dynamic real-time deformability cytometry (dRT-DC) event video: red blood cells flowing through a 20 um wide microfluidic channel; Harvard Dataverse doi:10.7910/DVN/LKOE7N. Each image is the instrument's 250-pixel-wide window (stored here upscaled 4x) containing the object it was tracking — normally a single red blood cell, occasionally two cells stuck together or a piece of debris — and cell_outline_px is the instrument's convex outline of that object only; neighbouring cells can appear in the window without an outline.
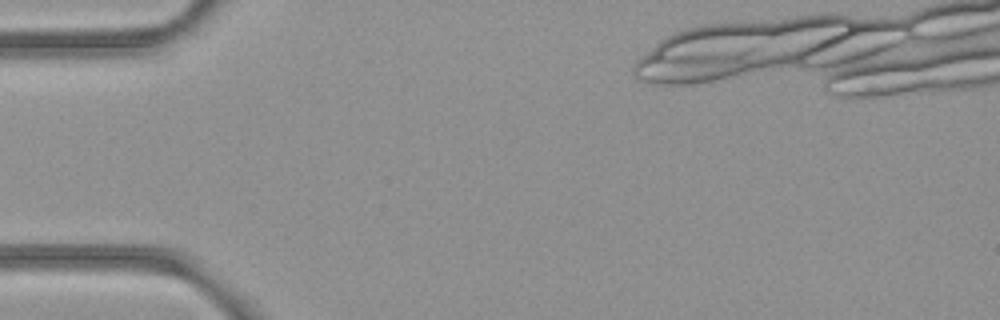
{"species": "common noctule bat (a hibernating species)", "species_latin": "Nyctalus noctula", "temperature_condition": "room temperature", "stored_images_in_passage": 6, "camera_frame_rate_fps": 3000, "um_per_image_px": 0.085, "animal": {"sex": "female", "body_mass_g": 21.9}, "frame": {"image": 1, "passage_image": 1, "time_ms": 0.0, "image_size_px": [1000, 320], "cell_outline_px": [[896, 24], [876, 32], [800, 56], [792, 56], [668, 44], [672, 40], [680, 36], [692, 32], [716, 28], [804, 20], [836, 20]], "centroid_in_image_um": [66.38, 3.1], "position_along_channel_um": 18.6, "area_um2": 35.26}}